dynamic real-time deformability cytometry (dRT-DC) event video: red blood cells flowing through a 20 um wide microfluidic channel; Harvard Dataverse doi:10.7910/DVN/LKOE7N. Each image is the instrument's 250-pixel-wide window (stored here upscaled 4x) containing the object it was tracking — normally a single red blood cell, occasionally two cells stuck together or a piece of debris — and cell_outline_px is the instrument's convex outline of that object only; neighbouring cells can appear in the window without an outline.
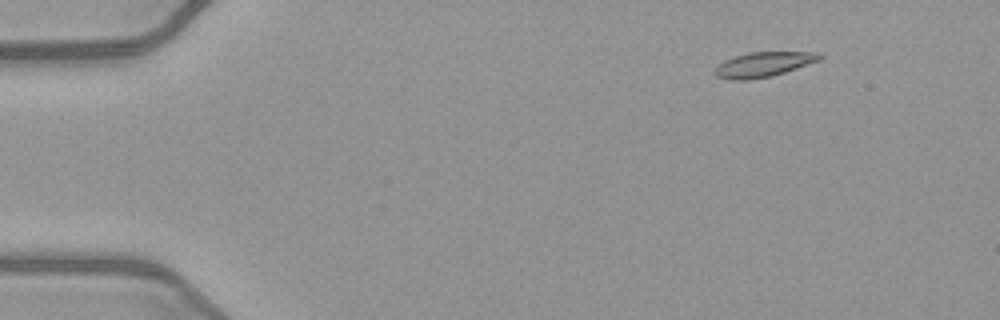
{"species": "common noctule bat (a hibernating species)", "species_latin": "Nyctalus noctula", "temperature_condition": "warm", "stored_images_in_passage": 50, "camera_frame_rate_fps": 3000, "um_per_image_px": 0.085, "animal": {"sex": "female", "body_mass_g": 21.9}, "frame": {"image": 1, "passage_image": 5, "time_ms": 1.333, "image_size_px": [1000, 320], "cell_outline_px": [[824, 56], [820, 60], [772, 76], [748, 80], [728, 80], [716, 76], [712, 72], [724, 60], [748, 52], [816, 52]], "centroid_in_image_um": [64.87, 5.48], "position_along_channel_um": 20.1, "area_um2": 15.14}}
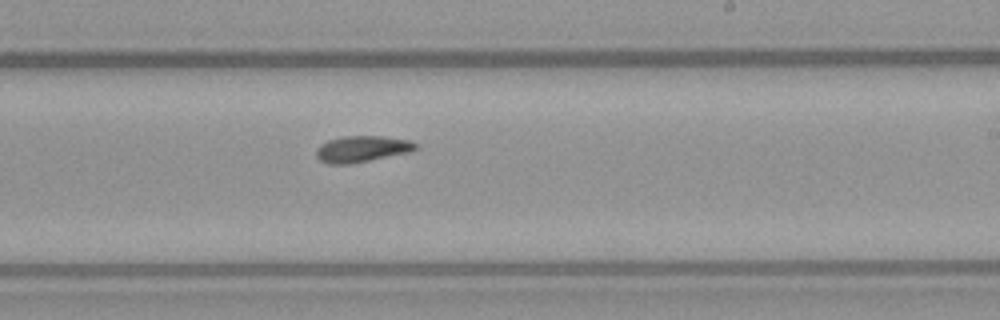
{"frame": {"image": 2, "passage_image": 30, "time_ms": 9.667, "image_size_px": [1000, 320], "cell_outline_px": [[416, 148], [408, 152], [352, 164], [328, 164], [320, 160], [316, 156], [316, 148], [320, 144], [328, 140], [344, 136], [380, 136], [408, 140], [416, 144]], "centroid_in_image_um": [30.69, 12.67], "position_along_channel_um": 258.3, "area_um2": 15.09}}
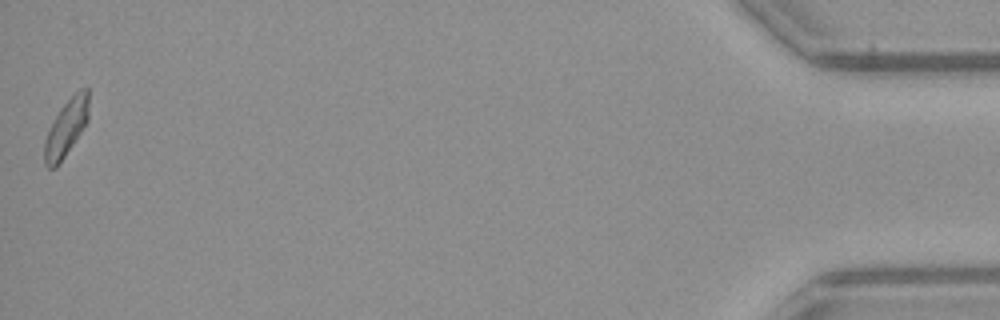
{"frame": {"image": 3, "passage_image": 50, "time_ms": 16.333, "image_size_px": [1000, 320], "cell_outline_px": [[88, 120], [56, 168], [48, 168], [44, 164], [44, 140], [60, 108], [80, 88], [88, 88]], "centroid_in_image_um": [5.61, 10.88], "position_along_channel_um": 429.6, "area_um2": 14.22}, "authors_computed_cell_mechanics": {"area_um2": 15.028, "velocity_mm_per_s": 4.0472, "shape_relaxation_time_tau1_ms": 3.858, "shape_relaxation_time_tau2_ms": 4.5974, "deformation_change_tau1": 0.1402, "deformation_change_tau2": 0.1313}}